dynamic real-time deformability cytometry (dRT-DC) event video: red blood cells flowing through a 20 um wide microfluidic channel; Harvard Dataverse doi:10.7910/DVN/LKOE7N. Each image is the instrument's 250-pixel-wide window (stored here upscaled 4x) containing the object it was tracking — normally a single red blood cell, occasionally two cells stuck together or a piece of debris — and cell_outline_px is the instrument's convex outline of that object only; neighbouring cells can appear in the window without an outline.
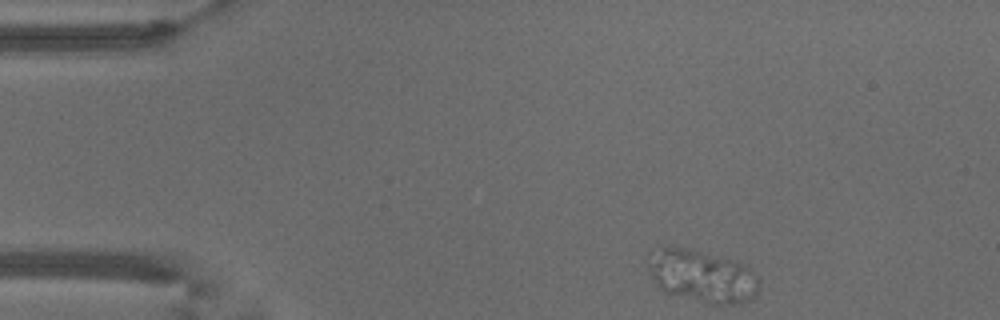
{"species": "common noctule bat (a hibernating species)", "species_latin": "Nyctalus noctula", "temperature_condition": "warm", "stored_images_in_passage": 46, "camera_frame_rate_fps": 3000, "um_per_image_px": 0.085, "animal": {"sex": "male", "body_mass_g": 18.8}, "frame": {"image": 1, "passage_image": 1, "time_ms": 0.0, "image_size_px": [1000, 320], "cell_outline_px": [[760, 288], [756, 296], [748, 300], [732, 304], [712, 304], [664, 292], [656, 284], [648, 272], [644, 256], [652, 248], [668, 244], [692, 248], [736, 260], [748, 268], [760, 280]], "centroid_in_image_um": [59.58, 23.4], "position_along_channel_um": 25.4, "area_um2": 35.14}}
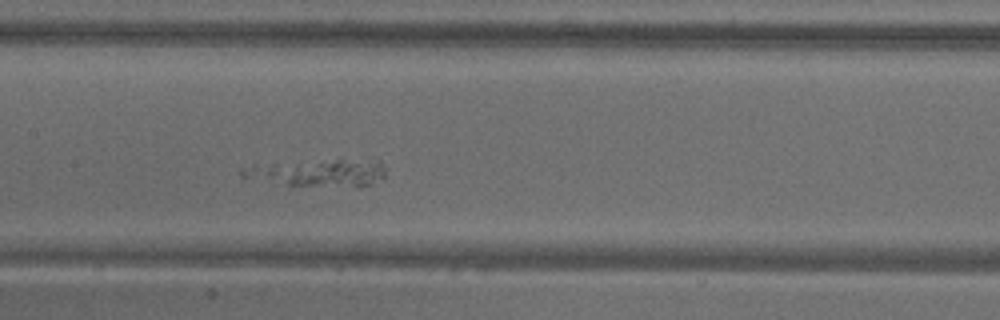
{"frame": {"image": 2, "passage_image": 19, "time_ms": 6.0, "image_size_px": [1000, 320], "cell_outline_px": [[384, 176], [368, 184], [288, 184], [240, 176], [240, 168], [252, 164], [336, 160], [380, 160], [384, 164]], "centroid_in_image_um": [26.98, 14.62], "position_along_channel_um": 180.4, "area_um2": 21.33}}
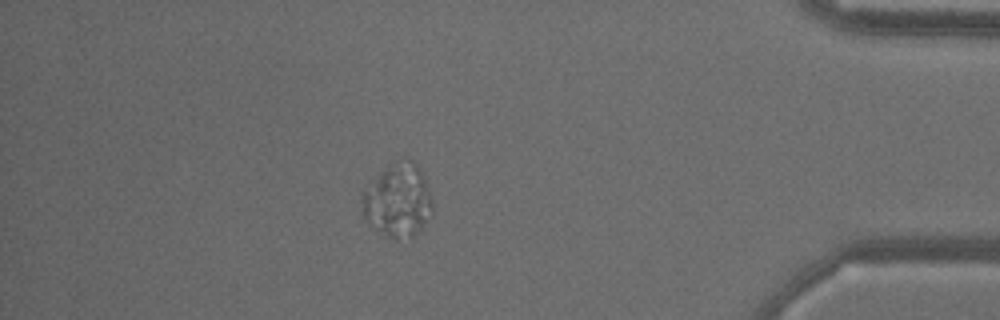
{"frame": {"image": 3, "passage_image": 40, "time_ms": 13.0, "image_size_px": [1000, 320], "cell_outline_px": [[432, 208], [420, 232], [416, 236], [396, 240], [388, 236], [368, 220], [364, 216], [360, 204], [360, 200], [364, 188], [384, 168], [396, 160], [412, 160], [420, 168], [424, 176], [432, 200]], "centroid_in_image_um": [33.81, 17.02], "position_along_channel_um": 401.4, "area_um2": 29.94}}